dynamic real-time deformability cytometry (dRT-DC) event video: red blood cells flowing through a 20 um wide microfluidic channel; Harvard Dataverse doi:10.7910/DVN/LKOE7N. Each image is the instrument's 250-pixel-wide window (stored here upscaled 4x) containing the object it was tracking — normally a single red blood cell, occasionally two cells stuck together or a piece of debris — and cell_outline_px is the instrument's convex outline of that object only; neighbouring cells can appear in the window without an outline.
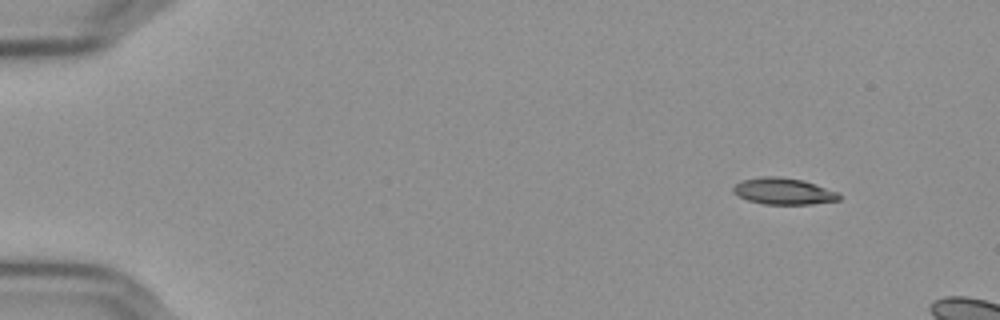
{"species": "Egyptian fruit bat (a non-hibernating species)", "species_latin": "Rousettus aegyptiacus", "temperature_condition": "cold", "stored_images_in_passage": 8, "camera_frame_rate_fps": 3000, "um_per_image_px": 0.085, "frame": {"image": 1, "passage_image": 1, "time_ms": 0.0, "image_size_px": [1000, 320], "cell_outline_px": [[840, 200], [812, 204], [764, 204], [748, 200], [732, 192], [732, 188], [740, 180], [764, 176], [780, 176], [804, 180], [840, 192]], "centroid_in_image_um": [66.62, 16.24], "position_along_channel_um": 18.4, "area_um2": 16.53}}